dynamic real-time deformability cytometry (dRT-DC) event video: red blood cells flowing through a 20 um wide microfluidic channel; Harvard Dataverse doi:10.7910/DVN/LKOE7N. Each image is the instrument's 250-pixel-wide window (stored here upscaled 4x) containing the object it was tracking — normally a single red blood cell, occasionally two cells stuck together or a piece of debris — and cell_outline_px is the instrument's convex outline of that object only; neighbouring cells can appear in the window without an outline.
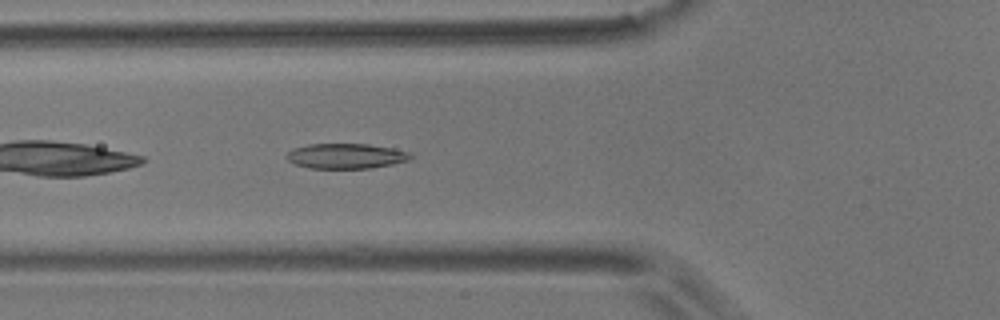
{"species": "common noctule bat (a hibernating species)", "species_latin": "Nyctalus noctula", "temperature_condition": "room temperature", "stored_images_in_passage": 36, "camera_frame_rate_fps": 3000, "um_per_image_px": 0.085, "animal": {"sex": "male", "body_mass_g": 17.9}, "frame": {"image": 1, "passage_image": 4, "time_ms": 1.0, "image_size_px": [1000, 320], "cell_outline_px": [[416, 156], [408, 160], [392, 164], [372, 168], [308, 168], [296, 164], [288, 160], [284, 156], [292, 148], [308, 144], [368, 144], [392, 148], [412, 152]], "centroid_in_image_um": [29.43, 13.26], "position_along_channel_um": 96.4, "area_um2": 18.32}}
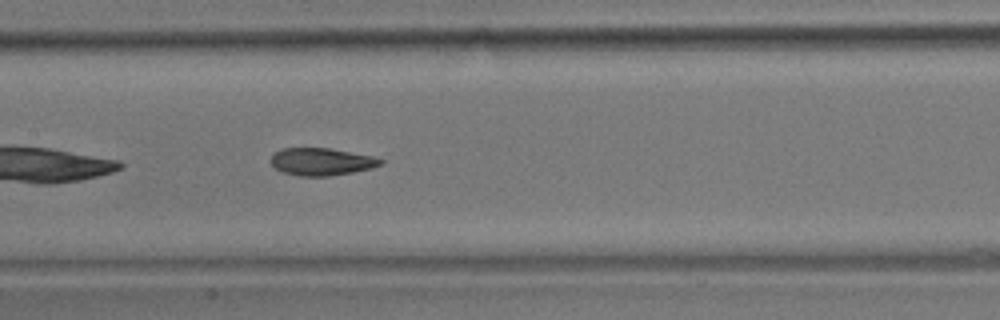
{"frame": {"image": 2, "passage_image": 11, "time_ms": 3.333, "image_size_px": [1000, 320], "cell_outline_px": [[384, 164], [372, 168], [352, 172], [328, 176], [300, 176], [284, 172], [276, 168], [268, 160], [276, 152], [284, 148], [328, 148], [372, 156], [384, 160]], "centroid_in_image_um": [27.34, 13.74], "position_along_channel_um": 180.1, "area_um2": 17.4}}
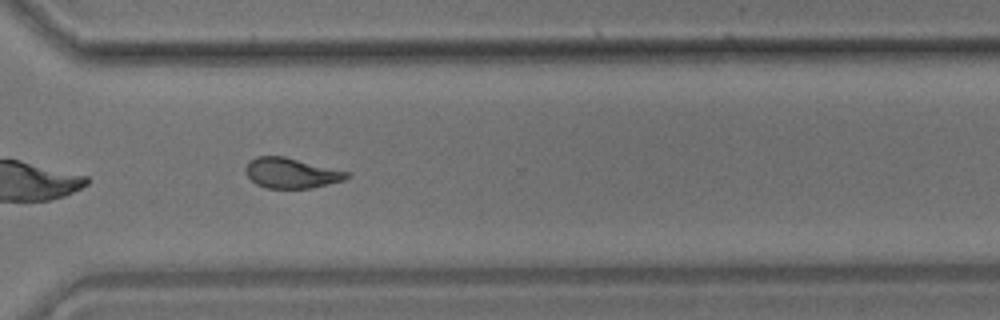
{"frame": {"image": 3, "passage_image": 25, "time_ms": 8.0, "image_size_px": [1000, 320], "cell_outline_px": [[352, 172], [344, 180], [312, 188], [268, 188], [256, 184], [248, 176], [244, 168], [248, 160], [256, 156], [284, 156]], "centroid_in_image_um": [24.76, 14.69], "position_along_channel_um": 345.8, "area_um2": 17.98}, "authors_computed_cell_mechanics": {"area_um2": 17.6579, "velocity_mm_per_s": 3.5533, "shape_relaxation_time_tau1_ms": 6.9093, "shape_relaxation_time_tau2_ms": 2.632, "deformation_change_tau1": 0.1767, "deformation_change_tau2": 0.1049}}